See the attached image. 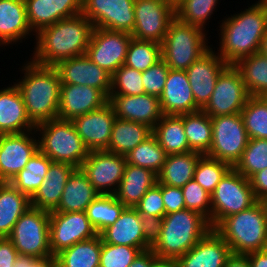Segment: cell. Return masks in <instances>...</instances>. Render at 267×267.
Wrapping results in <instances>:
<instances>
[{"label":"cell","instance_id":"1","mask_svg":"<svg viewBox=\"0 0 267 267\" xmlns=\"http://www.w3.org/2000/svg\"><path fill=\"white\" fill-rule=\"evenodd\" d=\"M247 4L248 8L223 16L218 22L219 47L213 48H217V54L228 65L259 52L267 33V10L257 0L252 5Z\"/></svg>","mask_w":267,"mask_h":267},{"label":"cell","instance_id":"2","mask_svg":"<svg viewBox=\"0 0 267 267\" xmlns=\"http://www.w3.org/2000/svg\"><path fill=\"white\" fill-rule=\"evenodd\" d=\"M82 13L42 28L35 36L30 59L39 65L55 66L63 60L86 54L93 31Z\"/></svg>","mask_w":267,"mask_h":267},{"label":"cell","instance_id":"3","mask_svg":"<svg viewBox=\"0 0 267 267\" xmlns=\"http://www.w3.org/2000/svg\"><path fill=\"white\" fill-rule=\"evenodd\" d=\"M25 61L18 68L22 76L13 80L23 97L27 116L36 126L57 118L62 83L55 67L39 65L30 58Z\"/></svg>","mask_w":267,"mask_h":267},{"label":"cell","instance_id":"4","mask_svg":"<svg viewBox=\"0 0 267 267\" xmlns=\"http://www.w3.org/2000/svg\"><path fill=\"white\" fill-rule=\"evenodd\" d=\"M211 229L209 221L203 215L189 209L165 214L160 238L151 250L159 258L175 261Z\"/></svg>","mask_w":267,"mask_h":267},{"label":"cell","instance_id":"5","mask_svg":"<svg viewBox=\"0 0 267 267\" xmlns=\"http://www.w3.org/2000/svg\"><path fill=\"white\" fill-rule=\"evenodd\" d=\"M213 229L229 245L232 254L246 255L267 249V219L258 201L222 219Z\"/></svg>","mask_w":267,"mask_h":267},{"label":"cell","instance_id":"6","mask_svg":"<svg viewBox=\"0 0 267 267\" xmlns=\"http://www.w3.org/2000/svg\"><path fill=\"white\" fill-rule=\"evenodd\" d=\"M39 151L53 162L80 168L90 150L86 147L72 120L51 119L35 126Z\"/></svg>","mask_w":267,"mask_h":267},{"label":"cell","instance_id":"7","mask_svg":"<svg viewBox=\"0 0 267 267\" xmlns=\"http://www.w3.org/2000/svg\"><path fill=\"white\" fill-rule=\"evenodd\" d=\"M207 33L175 17L161 43L162 60L170 70L186 71L212 46Z\"/></svg>","mask_w":267,"mask_h":267},{"label":"cell","instance_id":"8","mask_svg":"<svg viewBox=\"0 0 267 267\" xmlns=\"http://www.w3.org/2000/svg\"><path fill=\"white\" fill-rule=\"evenodd\" d=\"M50 213L30 206L15 223L8 239L19 256L44 258L52 255L49 237Z\"/></svg>","mask_w":267,"mask_h":267},{"label":"cell","instance_id":"9","mask_svg":"<svg viewBox=\"0 0 267 267\" xmlns=\"http://www.w3.org/2000/svg\"><path fill=\"white\" fill-rule=\"evenodd\" d=\"M211 195V228L222 219L244 211L257 200L250 180L232 167L216 185Z\"/></svg>","mask_w":267,"mask_h":267},{"label":"cell","instance_id":"10","mask_svg":"<svg viewBox=\"0 0 267 267\" xmlns=\"http://www.w3.org/2000/svg\"><path fill=\"white\" fill-rule=\"evenodd\" d=\"M211 122L212 144L205 155L234 167L249 141L241 114L211 117Z\"/></svg>","mask_w":267,"mask_h":267},{"label":"cell","instance_id":"11","mask_svg":"<svg viewBox=\"0 0 267 267\" xmlns=\"http://www.w3.org/2000/svg\"><path fill=\"white\" fill-rule=\"evenodd\" d=\"M249 97L240 71L228 65L218 76L211 98L202 110L210 117L240 113Z\"/></svg>","mask_w":267,"mask_h":267},{"label":"cell","instance_id":"12","mask_svg":"<svg viewBox=\"0 0 267 267\" xmlns=\"http://www.w3.org/2000/svg\"><path fill=\"white\" fill-rule=\"evenodd\" d=\"M135 25L132 38L162 43L171 21L176 17L175 6L169 0H135Z\"/></svg>","mask_w":267,"mask_h":267},{"label":"cell","instance_id":"13","mask_svg":"<svg viewBox=\"0 0 267 267\" xmlns=\"http://www.w3.org/2000/svg\"><path fill=\"white\" fill-rule=\"evenodd\" d=\"M126 164V156L106 150H94L89 152L80 169L99 194L115 195Z\"/></svg>","mask_w":267,"mask_h":267},{"label":"cell","instance_id":"14","mask_svg":"<svg viewBox=\"0 0 267 267\" xmlns=\"http://www.w3.org/2000/svg\"><path fill=\"white\" fill-rule=\"evenodd\" d=\"M131 33L93 28L86 55L111 75L125 64Z\"/></svg>","mask_w":267,"mask_h":267},{"label":"cell","instance_id":"15","mask_svg":"<svg viewBox=\"0 0 267 267\" xmlns=\"http://www.w3.org/2000/svg\"><path fill=\"white\" fill-rule=\"evenodd\" d=\"M97 235L99 234L86 212H50L49 237L52 255Z\"/></svg>","mask_w":267,"mask_h":267},{"label":"cell","instance_id":"16","mask_svg":"<svg viewBox=\"0 0 267 267\" xmlns=\"http://www.w3.org/2000/svg\"><path fill=\"white\" fill-rule=\"evenodd\" d=\"M135 0H82V14L94 28L132 33Z\"/></svg>","mask_w":267,"mask_h":267},{"label":"cell","instance_id":"17","mask_svg":"<svg viewBox=\"0 0 267 267\" xmlns=\"http://www.w3.org/2000/svg\"><path fill=\"white\" fill-rule=\"evenodd\" d=\"M39 150L35 130L0 134V181L10 182Z\"/></svg>","mask_w":267,"mask_h":267},{"label":"cell","instance_id":"18","mask_svg":"<svg viewBox=\"0 0 267 267\" xmlns=\"http://www.w3.org/2000/svg\"><path fill=\"white\" fill-rule=\"evenodd\" d=\"M228 64L212 46L201 55L187 70L189 84L196 102L202 110L209 102L216 80Z\"/></svg>","mask_w":267,"mask_h":267},{"label":"cell","instance_id":"19","mask_svg":"<svg viewBox=\"0 0 267 267\" xmlns=\"http://www.w3.org/2000/svg\"><path fill=\"white\" fill-rule=\"evenodd\" d=\"M54 67L62 84L91 86L109 98L112 75L91 61L86 54L63 60Z\"/></svg>","mask_w":267,"mask_h":267},{"label":"cell","instance_id":"20","mask_svg":"<svg viewBox=\"0 0 267 267\" xmlns=\"http://www.w3.org/2000/svg\"><path fill=\"white\" fill-rule=\"evenodd\" d=\"M116 115L110 103L72 120L78 135L90 151L106 150Z\"/></svg>","mask_w":267,"mask_h":267},{"label":"cell","instance_id":"21","mask_svg":"<svg viewBox=\"0 0 267 267\" xmlns=\"http://www.w3.org/2000/svg\"><path fill=\"white\" fill-rule=\"evenodd\" d=\"M109 103L117 118L155 127L163 113L159 97L142 95H110Z\"/></svg>","mask_w":267,"mask_h":267},{"label":"cell","instance_id":"22","mask_svg":"<svg viewBox=\"0 0 267 267\" xmlns=\"http://www.w3.org/2000/svg\"><path fill=\"white\" fill-rule=\"evenodd\" d=\"M108 102L109 98L94 87L61 84L57 118L73 120L77 116L103 107Z\"/></svg>","mask_w":267,"mask_h":267},{"label":"cell","instance_id":"23","mask_svg":"<svg viewBox=\"0 0 267 267\" xmlns=\"http://www.w3.org/2000/svg\"><path fill=\"white\" fill-rule=\"evenodd\" d=\"M35 36L28 23L25 1L0 0V49L6 50L5 46L10 45L18 47L30 38L35 41Z\"/></svg>","mask_w":267,"mask_h":267},{"label":"cell","instance_id":"24","mask_svg":"<svg viewBox=\"0 0 267 267\" xmlns=\"http://www.w3.org/2000/svg\"><path fill=\"white\" fill-rule=\"evenodd\" d=\"M229 245L211 229L197 244L175 260L176 267H225Z\"/></svg>","mask_w":267,"mask_h":267},{"label":"cell","instance_id":"25","mask_svg":"<svg viewBox=\"0 0 267 267\" xmlns=\"http://www.w3.org/2000/svg\"><path fill=\"white\" fill-rule=\"evenodd\" d=\"M163 115H182L201 110L195 102L188 76L183 70H169L159 97Z\"/></svg>","mask_w":267,"mask_h":267},{"label":"cell","instance_id":"26","mask_svg":"<svg viewBox=\"0 0 267 267\" xmlns=\"http://www.w3.org/2000/svg\"><path fill=\"white\" fill-rule=\"evenodd\" d=\"M31 30L42 28L82 13V0H24Z\"/></svg>","mask_w":267,"mask_h":267},{"label":"cell","instance_id":"27","mask_svg":"<svg viewBox=\"0 0 267 267\" xmlns=\"http://www.w3.org/2000/svg\"><path fill=\"white\" fill-rule=\"evenodd\" d=\"M35 130L27 116L23 97L14 81L0 88V134H20Z\"/></svg>","mask_w":267,"mask_h":267},{"label":"cell","instance_id":"28","mask_svg":"<svg viewBox=\"0 0 267 267\" xmlns=\"http://www.w3.org/2000/svg\"><path fill=\"white\" fill-rule=\"evenodd\" d=\"M75 169L68 163L52 162L45 180L30 198L31 206L49 213L55 211L60 203L67 179Z\"/></svg>","mask_w":267,"mask_h":267},{"label":"cell","instance_id":"29","mask_svg":"<svg viewBox=\"0 0 267 267\" xmlns=\"http://www.w3.org/2000/svg\"><path fill=\"white\" fill-rule=\"evenodd\" d=\"M104 243L151 249L145 242L140 221V214L135 208L126 207L113 225L105 228L100 234Z\"/></svg>","mask_w":267,"mask_h":267},{"label":"cell","instance_id":"30","mask_svg":"<svg viewBox=\"0 0 267 267\" xmlns=\"http://www.w3.org/2000/svg\"><path fill=\"white\" fill-rule=\"evenodd\" d=\"M156 183L157 174L152 170L127 163L115 196L125 207L134 208Z\"/></svg>","mask_w":267,"mask_h":267},{"label":"cell","instance_id":"31","mask_svg":"<svg viewBox=\"0 0 267 267\" xmlns=\"http://www.w3.org/2000/svg\"><path fill=\"white\" fill-rule=\"evenodd\" d=\"M99 196L87 176L76 168L67 179L57 209L53 212H85L86 208Z\"/></svg>","mask_w":267,"mask_h":267},{"label":"cell","instance_id":"32","mask_svg":"<svg viewBox=\"0 0 267 267\" xmlns=\"http://www.w3.org/2000/svg\"><path fill=\"white\" fill-rule=\"evenodd\" d=\"M202 155L196 151L167 155L163 167L157 174V182L182 188L193 179L198 159Z\"/></svg>","mask_w":267,"mask_h":267},{"label":"cell","instance_id":"33","mask_svg":"<svg viewBox=\"0 0 267 267\" xmlns=\"http://www.w3.org/2000/svg\"><path fill=\"white\" fill-rule=\"evenodd\" d=\"M151 134L152 128L146 124L116 117L106 151L126 156Z\"/></svg>","mask_w":267,"mask_h":267},{"label":"cell","instance_id":"34","mask_svg":"<svg viewBox=\"0 0 267 267\" xmlns=\"http://www.w3.org/2000/svg\"><path fill=\"white\" fill-rule=\"evenodd\" d=\"M30 206L27 195L9 182L0 184V238L11 234L15 223Z\"/></svg>","mask_w":267,"mask_h":267},{"label":"cell","instance_id":"35","mask_svg":"<svg viewBox=\"0 0 267 267\" xmlns=\"http://www.w3.org/2000/svg\"><path fill=\"white\" fill-rule=\"evenodd\" d=\"M152 133L167 155L192 151L183 126V114L163 115L152 129Z\"/></svg>","mask_w":267,"mask_h":267},{"label":"cell","instance_id":"36","mask_svg":"<svg viewBox=\"0 0 267 267\" xmlns=\"http://www.w3.org/2000/svg\"><path fill=\"white\" fill-rule=\"evenodd\" d=\"M101 247L100 235L77 242L55 255L58 267H99Z\"/></svg>","mask_w":267,"mask_h":267},{"label":"cell","instance_id":"37","mask_svg":"<svg viewBox=\"0 0 267 267\" xmlns=\"http://www.w3.org/2000/svg\"><path fill=\"white\" fill-rule=\"evenodd\" d=\"M53 161L39 150L30 158L25 168L9 182L13 187L31 198L46 178Z\"/></svg>","mask_w":267,"mask_h":267},{"label":"cell","instance_id":"38","mask_svg":"<svg viewBox=\"0 0 267 267\" xmlns=\"http://www.w3.org/2000/svg\"><path fill=\"white\" fill-rule=\"evenodd\" d=\"M183 126L189 148L203 155L206 154L212 144L211 117L203 110L183 114Z\"/></svg>","mask_w":267,"mask_h":267},{"label":"cell","instance_id":"39","mask_svg":"<svg viewBox=\"0 0 267 267\" xmlns=\"http://www.w3.org/2000/svg\"><path fill=\"white\" fill-rule=\"evenodd\" d=\"M241 73L250 96L267 92V57L260 52L240 59L234 65Z\"/></svg>","mask_w":267,"mask_h":267},{"label":"cell","instance_id":"40","mask_svg":"<svg viewBox=\"0 0 267 267\" xmlns=\"http://www.w3.org/2000/svg\"><path fill=\"white\" fill-rule=\"evenodd\" d=\"M126 207L115 195L99 196L86 208V215L98 234L113 225Z\"/></svg>","mask_w":267,"mask_h":267},{"label":"cell","instance_id":"41","mask_svg":"<svg viewBox=\"0 0 267 267\" xmlns=\"http://www.w3.org/2000/svg\"><path fill=\"white\" fill-rule=\"evenodd\" d=\"M220 3L221 0H181L175 5V15L184 23L209 32L206 25L209 26V20L212 19L214 12L218 11Z\"/></svg>","mask_w":267,"mask_h":267},{"label":"cell","instance_id":"42","mask_svg":"<svg viewBox=\"0 0 267 267\" xmlns=\"http://www.w3.org/2000/svg\"><path fill=\"white\" fill-rule=\"evenodd\" d=\"M167 158V153L159 145L152 133L126 155L128 164L147 168L158 174Z\"/></svg>","mask_w":267,"mask_h":267},{"label":"cell","instance_id":"43","mask_svg":"<svg viewBox=\"0 0 267 267\" xmlns=\"http://www.w3.org/2000/svg\"><path fill=\"white\" fill-rule=\"evenodd\" d=\"M240 114L249 139H267V104L260 96H250Z\"/></svg>","mask_w":267,"mask_h":267},{"label":"cell","instance_id":"44","mask_svg":"<svg viewBox=\"0 0 267 267\" xmlns=\"http://www.w3.org/2000/svg\"><path fill=\"white\" fill-rule=\"evenodd\" d=\"M161 59V44L132 38L124 65L144 72Z\"/></svg>","mask_w":267,"mask_h":267},{"label":"cell","instance_id":"45","mask_svg":"<svg viewBox=\"0 0 267 267\" xmlns=\"http://www.w3.org/2000/svg\"><path fill=\"white\" fill-rule=\"evenodd\" d=\"M234 168L247 179L267 168V139H249Z\"/></svg>","mask_w":267,"mask_h":267},{"label":"cell","instance_id":"46","mask_svg":"<svg viewBox=\"0 0 267 267\" xmlns=\"http://www.w3.org/2000/svg\"><path fill=\"white\" fill-rule=\"evenodd\" d=\"M231 168L230 164L204 154L198 159L193 179L211 194Z\"/></svg>","mask_w":267,"mask_h":267},{"label":"cell","instance_id":"47","mask_svg":"<svg viewBox=\"0 0 267 267\" xmlns=\"http://www.w3.org/2000/svg\"><path fill=\"white\" fill-rule=\"evenodd\" d=\"M142 94H145L142 72L122 65L112 74L110 95Z\"/></svg>","mask_w":267,"mask_h":267},{"label":"cell","instance_id":"48","mask_svg":"<svg viewBox=\"0 0 267 267\" xmlns=\"http://www.w3.org/2000/svg\"><path fill=\"white\" fill-rule=\"evenodd\" d=\"M142 251L141 248L112 245L102 241L99 267H129Z\"/></svg>","mask_w":267,"mask_h":267},{"label":"cell","instance_id":"49","mask_svg":"<svg viewBox=\"0 0 267 267\" xmlns=\"http://www.w3.org/2000/svg\"><path fill=\"white\" fill-rule=\"evenodd\" d=\"M186 209L203 215L211 226V195L194 179L182 187Z\"/></svg>","mask_w":267,"mask_h":267},{"label":"cell","instance_id":"50","mask_svg":"<svg viewBox=\"0 0 267 267\" xmlns=\"http://www.w3.org/2000/svg\"><path fill=\"white\" fill-rule=\"evenodd\" d=\"M169 70L166 63L161 59L142 72L145 93L160 97L163 93Z\"/></svg>","mask_w":267,"mask_h":267},{"label":"cell","instance_id":"51","mask_svg":"<svg viewBox=\"0 0 267 267\" xmlns=\"http://www.w3.org/2000/svg\"><path fill=\"white\" fill-rule=\"evenodd\" d=\"M134 208L140 215L164 217L166 211L162 198V184L157 182Z\"/></svg>","mask_w":267,"mask_h":267},{"label":"cell","instance_id":"52","mask_svg":"<svg viewBox=\"0 0 267 267\" xmlns=\"http://www.w3.org/2000/svg\"><path fill=\"white\" fill-rule=\"evenodd\" d=\"M162 198L166 214L186 209L182 188L180 187L162 184Z\"/></svg>","mask_w":267,"mask_h":267},{"label":"cell","instance_id":"53","mask_svg":"<svg viewBox=\"0 0 267 267\" xmlns=\"http://www.w3.org/2000/svg\"><path fill=\"white\" fill-rule=\"evenodd\" d=\"M142 231L146 244L152 248L160 238L163 217L140 215Z\"/></svg>","mask_w":267,"mask_h":267},{"label":"cell","instance_id":"54","mask_svg":"<svg viewBox=\"0 0 267 267\" xmlns=\"http://www.w3.org/2000/svg\"><path fill=\"white\" fill-rule=\"evenodd\" d=\"M19 257L17 250L8 237L0 238V267H14Z\"/></svg>","mask_w":267,"mask_h":267},{"label":"cell","instance_id":"55","mask_svg":"<svg viewBox=\"0 0 267 267\" xmlns=\"http://www.w3.org/2000/svg\"><path fill=\"white\" fill-rule=\"evenodd\" d=\"M16 264L18 267H58L55 255H50L44 258L19 256L16 259Z\"/></svg>","mask_w":267,"mask_h":267},{"label":"cell","instance_id":"56","mask_svg":"<svg viewBox=\"0 0 267 267\" xmlns=\"http://www.w3.org/2000/svg\"><path fill=\"white\" fill-rule=\"evenodd\" d=\"M249 180L256 200L267 195V168L255 173Z\"/></svg>","mask_w":267,"mask_h":267},{"label":"cell","instance_id":"57","mask_svg":"<svg viewBox=\"0 0 267 267\" xmlns=\"http://www.w3.org/2000/svg\"><path fill=\"white\" fill-rule=\"evenodd\" d=\"M157 258L151 249L142 251L132 262L129 267H149V265Z\"/></svg>","mask_w":267,"mask_h":267},{"label":"cell","instance_id":"58","mask_svg":"<svg viewBox=\"0 0 267 267\" xmlns=\"http://www.w3.org/2000/svg\"><path fill=\"white\" fill-rule=\"evenodd\" d=\"M250 267H267V249L246 254Z\"/></svg>","mask_w":267,"mask_h":267},{"label":"cell","instance_id":"59","mask_svg":"<svg viewBox=\"0 0 267 267\" xmlns=\"http://www.w3.org/2000/svg\"><path fill=\"white\" fill-rule=\"evenodd\" d=\"M225 267H250L247 255L231 254L225 263Z\"/></svg>","mask_w":267,"mask_h":267},{"label":"cell","instance_id":"60","mask_svg":"<svg viewBox=\"0 0 267 267\" xmlns=\"http://www.w3.org/2000/svg\"><path fill=\"white\" fill-rule=\"evenodd\" d=\"M149 267H176L174 260L157 257Z\"/></svg>","mask_w":267,"mask_h":267},{"label":"cell","instance_id":"61","mask_svg":"<svg viewBox=\"0 0 267 267\" xmlns=\"http://www.w3.org/2000/svg\"><path fill=\"white\" fill-rule=\"evenodd\" d=\"M259 52L267 57V33L266 35L263 37L262 41H261V45H260V50Z\"/></svg>","mask_w":267,"mask_h":267},{"label":"cell","instance_id":"62","mask_svg":"<svg viewBox=\"0 0 267 267\" xmlns=\"http://www.w3.org/2000/svg\"><path fill=\"white\" fill-rule=\"evenodd\" d=\"M260 206L263 209L264 215L267 219V195L257 200Z\"/></svg>","mask_w":267,"mask_h":267},{"label":"cell","instance_id":"63","mask_svg":"<svg viewBox=\"0 0 267 267\" xmlns=\"http://www.w3.org/2000/svg\"><path fill=\"white\" fill-rule=\"evenodd\" d=\"M258 2L267 10V0H258Z\"/></svg>","mask_w":267,"mask_h":267},{"label":"cell","instance_id":"64","mask_svg":"<svg viewBox=\"0 0 267 267\" xmlns=\"http://www.w3.org/2000/svg\"><path fill=\"white\" fill-rule=\"evenodd\" d=\"M260 97H261V98L265 101V103L267 104V92L264 93V94H262Z\"/></svg>","mask_w":267,"mask_h":267},{"label":"cell","instance_id":"65","mask_svg":"<svg viewBox=\"0 0 267 267\" xmlns=\"http://www.w3.org/2000/svg\"><path fill=\"white\" fill-rule=\"evenodd\" d=\"M174 6L180 2L181 0H169Z\"/></svg>","mask_w":267,"mask_h":267}]
</instances>
